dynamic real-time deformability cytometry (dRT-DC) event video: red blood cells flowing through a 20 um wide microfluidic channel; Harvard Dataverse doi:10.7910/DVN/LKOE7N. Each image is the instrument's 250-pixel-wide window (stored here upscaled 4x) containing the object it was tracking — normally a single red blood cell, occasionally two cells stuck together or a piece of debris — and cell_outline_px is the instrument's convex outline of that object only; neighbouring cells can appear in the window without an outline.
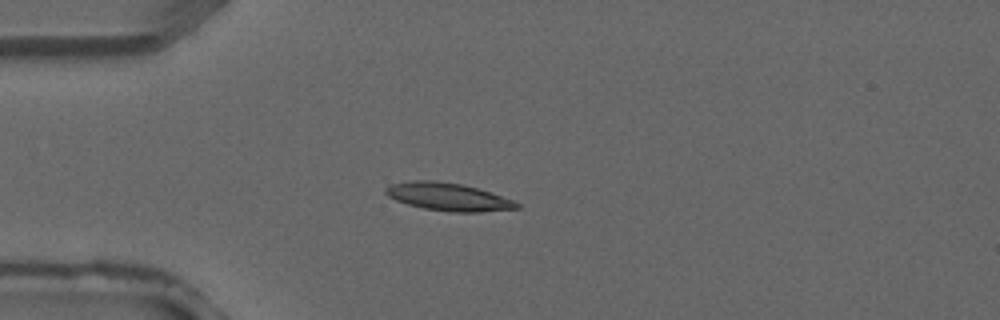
{"species": "common noctule bat (a hibernating species)", "species_latin": "Nyctalus noctula", "temperature_condition": "warm", "stored_images_in_passage": 3, "camera_frame_rate_fps": 3000, "um_per_image_px": 0.085, "animal": {"sex": "male", "forearm_length_mm": 52.5}, "frame": {"image": 1, "passage_image": 3, "time_ms": 0.667, "image_size_px": [1000, 320], "cell_outline_px": [[520, 208], [480, 212], [448, 212], [424, 208], [408, 204], [396, 200], [388, 196], [384, 192], [384, 188], [392, 184], [408, 180], [436, 180], [460, 184], [476, 188], [512, 200], [520, 204]], "centroid_in_image_um": [38.05, 16.73], "position_along_channel_um": 47.0, "area_um2": 21.1}}